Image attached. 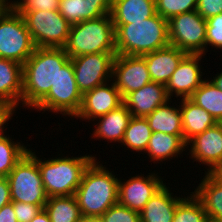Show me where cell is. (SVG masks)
I'll return each instance as SVG.
<instances>
[{
  "instance_id": "obj_46",
  "label": "cell",
  "mask_w": 222,
  "mask_h": 222,
  "mask_svg": "<svg viewBox=\"0 0 222 222\" xmlns=\"http://www.w3.org/2000/svg\"><path fill=\"white\" fill-rule=\"evenodd\" d=\"M9 5L7 0H0V14Z\"/></svg>"
},
{
  "instance_id": "obj_39",
  "label": "cell",
  "mask_w": 222,
  "mask_h": 222,
  "mask_svg": "<svg viewBox=\"0 0 222 222\" xmlns=\"http://www.w3.org/2000/svg\"><path fill=\"white\" fill-rule=\"evenodd\" d=\"M196 11L205 19L222 13V0H198Z\"/></svg>"
},
{
  "instance_id": "obj_18",
  "label": "cell",
  "mask_w": 222,
  "mask_h": 222,
  "mask_svg": "<svg viewBox=\"0 0 222 222\" xmlns=\"http://www.w3.org/2000/svg\"><path fill=\"white\" fill-rule=\"evenodd\" d=\"M169 181L170 180H168L167 181L168 183L166 182L150 198V200L145 204V207L139 212L141 222H172L173 221L174 213H175L178 203L191 190L188 189L187 185L185 186V189H184V187L182 186L185 184L183 183L181 185V188L179 189L177 188V186L174 185V187H176L175 189L171 187L173 184H170L171 182ZM175 190H177V192Z\"/></svg>"
},
{
  "instance_id": "obj_44",
  "label": "cell",
  "mask_w": 222,
  "mask_h": 222,
  "mask_svg": "<svg viewBox=\"0 0 222 222\" xmlns=\"http://www.w3.org/2000/svg\"><path fill=\"white\" fill-rule=\"evenodd\" d=\"M220 184H222V164L217 166L211 173H210Z\"/></svg>"
},
{
  "instance_id": "obj_12",
  "label": "cell",
  "mask_w": 222,
  "mask_h": 222,
  "mask_svg": "<svg viewBox=\"0 0 222 222\" xmlns=\"http://www.w3.org/2000/svg\"><path fill=\"white\" fill-rule=\"evenodd\" d=\"M188 163L195 164L198 168L194 173L190 170L193 167H187L188 175L200 173H211L217 166L222 164V122L216 123L214 126L206 129L203 133L196 135L187 143V155L185 156ZM192 161H191V160ZM199 165V166H197ZM202 165V166H201ZM204 166V168H203ZM200 170V171H199ZM202 171V172H201ZM204 171V172H203Z\"/></svg>"
},
{
  "instance_id": "obj_29",
  "label": "cell",
  "mask_w": 222,
  "mask_h": 222,
  "mask_svg": "<svg viewBox=\"0 0 222 222\" xmlns=\"http://www.w3.org/2000/svg\"><path fill=\"white\" fill-rule=\"evenodd\" d=\"M12 134L13 133L9 135L8 133L0 137V175L2 177H7L16 163L28 152L30 147V143L27 144L28 142H25V138L29 137L26 136L20 140Z\"/></svg>"
},
{
  "instance_id": "obj_47",
  "label": "cell",
  "mask_w": 222,
  "mask_h": 222,
  "mask_svg": "<svg viewBox=\"0 0 222 222\" xmlns=\"http://www.w3.org/2000/svg\"><path fill=\"white\" fill-rule=\"evenodd\" d=\"M90 3H112V0H87Z\"/></svg>"
},
{
  "instance_id": "obj_40",
  "label": "cell",
  "mask_w": 222,
  "mask_h": 222,
  "mask_svg": "<svg viewBox=\"0 0 222 222\" xmlns=\"http://www.w3.org/2000/svg\"><path fill=\"white\" fill-rule=\"evenodd\" d=\"M11 201L10 185L8 179L6 177H2L0 178V209Z\"/></svg>"
},
{
  "instance_id": "obj_11",
  "label": "cell",
  "mask_w": 222,
  "mask_h": 222,
  "mask_svg": "<svg viewBox=\"0 0 222 222\" xmlns=\"http://www.w3.org/2000/svg\"><path fill=\"white\" fill-rule=\"evenodd\" d=\"M157 170L148 171V174H144V172L143 174L141 172L139 174V171L136 174L133 171L129 174L130 176L128 175L126 177L124 174L120 175L118 203L131 210L140 212L150 198L166 183L165 181H168L165 179L167 173L161 176L164 171H161L159 168ZM133 173L134 176L132 175Z\"/></svg>"
},
{
  "instance_id": "obj_6",
  "label": "cell",
  "mask_w": 222,
  "mask_h": 222,
  "mask_svg": "<svg viewBox=\"0 0 222 222\" xmlns=\"http://www.w3.org/2000/svg\"><path fill=\"white\" fill-rule=\"evenodd\" d=\"M81 104L82 94L78 90L73 64L69 60L58 72L56 81L49 92L30 110V113L31 111L36 113L40 111L39 115L41 112V114L51 113L50 118L53 114V118L56 117L59 121L60 118L73 121L81 108ZM57 116L61 117L58 118Z\"/></svg>"
},
{
  "instance_id": "obj_15",
  "label": "cell",
  "mask_w": 222,
  "mask_h": 222,
  "mask_svg": "<svg viewBox=\"0 0 222 222\" xmlns=\"http://www.w3.org/2000/svg\"><path fill=\"white\" fill-rule=\"evenodd\" d=\"M112 81L122 98L152 82L142 56L116 54L112 65Z\"/></svg>"
},
{
  "instance_id": "obj_23",
  "label": "cell",
  "mask_w": 222,
  "mask_h": 222,
  "mask_svg": "<svg viewBox=\"0 0 222 222\" xmlns=\"http://www.w3.org/2000/svg\"><path fill=\"white\" fill-rule=\"evenodd\" d=\"M23 68L16 61L0 58V100L15 105L21 113Z\"/></svg>"
},
{
  "instance_id": "obj_38",
  "label": "cell",
  "mask_w": 222,
  "mask_h": 222,
  "mask_svg": "<svg viewBox=\"0 0 222 222\" xmlns=\"http://www.w3.org/2000/svg\"><path fill=\"white\" fill-rule=\"evenodd\" d=\"M18 110L19 109L12 103L0 100V137L7 135L10 132L8 127L10 125L9 122L13 119L15 120L13 117L19 113Z\"/></svg>"
},
{
  "instance_id": "obj_2",
  "label": "cell",
  "mask_w": 222,
  "mask_h": 222,
  "mask_svg": "<svg viewBox=\"0 0 222 222\" xmlns=\"http://www.w3.org/2000/svg\"><path fill=\"white\" fill-rule=\"evenodd\" d=\"M56 144L57 152H54L55 156L53 155L50 157L49 155V157L46 158L44 157L45 152L43 153L41 151L43 155H40L38 151V167L41 172L43 187L48 197L75 195L76 189L81 183L84 171L96 158V155L95 153L88 154V152L85 154L84 151L82 154L79 153L76 155L78 152L74 154L73 152L70 153V151L62 149L61 145L59 147L58 143Z\"/></svg>"
},
{
  "instance_id": "obj_26",
  "label": "cell",
  "mask_w": 222,
  "mask_h": 222,
  "mask_svg": "<svg viewBox=\"0 0 222 222\" xmlns=\"http://www.w3.org/2000/svg\"><path fill=\"white\" fill-rule=\"evenodd\" d=\"M145 118L152 132L183 135L179 99L168 100Z\"/></svg>"
},
{
  "instance_id": "obj_8",
  "label": "cell",
  "mask_w": 222,
  "mask_h": 222,
  "mask_svg": "<svg viewBox=\"0 0 222 222\" xmlns=\"http://www.w3.org/2000/svg\"><path fill=\"white\" fill-rule=\"evenodd\" d=\"M34 49L23 16L9 4L0 14V58L23 65Z\"/></svg>"
},
{
  "instance_id": "obj_5",
  "label": "cell",
  "mask_w": 222,
  "mask_h": 222,
  "mask_svg": "<svg viewBox=\"0 0 222 222\" xmlns=\"http://www.w3.org/2000/svg\"><path fill=\"white\" fill-rule=\"evenodd\" d=\"M63 48L70 58L86 54L116 53L115 27L111 14L71 25Z\"/></svg>"
},
{
  "instance_id": "obj_36",
  "label": "cell",
  "mask_w": 222,
  "mask_h": 222,
  "mask_svg": "<svg viewBox=\"0 0 222 222\" xmlns=\"http://www.w3.org/2000/svg\"><path fill=\"white\" fill-rule=\"evenodd\" d=\"M9 4L16 11L59 10L60 0H11Z\"/></svg>"
},
{
  "instance_id": "obj_32",
  "label": "cell",
  "mask_w": 222,
  "mask_h": 222,
  "mask_svg": "<svg viewBox=\"0 0 222 222\" xmlns=\"http://www.w3.org/2000/svg\"><path fill=\"white\" fill-rule=\"evenodd\" d=\"M209 218L201 201L192 190L177 205L172 222H208Z\"/></svg>"
},
{
  "instance_id": "obj_37",
  "label": "cell",
  "mask_w": 222,
  "mask_h": 222,
  "mask_svg": "<svg viewBox=\"0 0 222 222\" xmlns=\"http://www.w3.org/2000/svg\"><path fill=\"white\" fill-rule=\"evenodd\" d=\"M11 202L18 222H30L45 206V204H28L17 201Z\"/></svg>"
},
{
  "instance_id": "obj_30",
  "label": "cell",
  "mask_w": 222,
  "mask_h": 222,
  "mask_svg": "<svg viewBox=\"0 0 222 222\" xmlns=\"http://www.w3.org/2000/svg\"><path fill=\"white\" fill-rule=\"evenodd\" d=\"M44 209L51 222H78L82 217L75 195L48 197Z\"/></svg>"
},
{
  "instance_id": "obj_9",
  "label": "cell",
  "mask_w": 222,
  "mask_h": 222,
  "mask_svg": "<svg viewBox=\"0 0 222 222\" xmlns=\"http://www.w3.org/2000/svg\"><path fill=\"white\" fill-rule=\"evenodd\" d=\"M25 20L35 47L63 48L68 40L71 25L53 11H17Z\"/></svg>"
},
{
  "instance_id": "obj_24",
  "label": "cell",
  "mask_w": 222,
  "mask_h": 222,
  "mask_svg": "<svg viewBox=\"0 0 222 222\" xmlns=\"http://www.w3.org/2000/svg\"><path fill=\"white\" fill-rule=\"evenodd\" d=\"M184 141L188 143L196 135L218 123L211 114L189 98L179 99Z\"/></svg>"
},
{
  "instance_id": "obj_14",
  "label": "cell",
  "mask_w": 222,
  "mask_h": 222,
  "mask_svg": "<svg viewBox=\"0 0 222 222\" xmlns=\"http://www.w3.org/2000/svg\"><path fill=\"white\" fill-rule=\"evenodd\" d=\"M206 57L207 56L202 54H187L181 60L165 85L166 92L170 99L189 98L193 92L200 87L207 78V69L203 67V65L208 64H203L204 58L206 62H208Z\"/></svg>"
},
{
  "instance_id": "obj_3",
  "label": "cell",
  "mask_w": 222,
  "mask_h": 222,
  "mask_svg": "<svg viewBox=\"0 0 222 222\" xmlns=\"http://www.w3.org/2000/svg\"><path fill=\"white\" fill-rule=\"evenodd\" d=\"M70 60L64 48L35 47L22 65V111H30L54 85L58 72Z\"/></svg>"
},
{
  "instance_id": "obj_25",
  "label": "cell",
  "mask_w": 222,
  "mask_h": 222,
  "mask_svg": "<svg viewBox=\"0 0 222 222\" xmlns=\"http://www.w3.org/2000/svg\"><path fill=\"white\" fill-rule=\"evenodd\" d=\"M113 25L132 24L156 14L155 0H112Z\"/></svg>"
},
{
  "instance_id": "obj_19",
  "label": "cell",
  "mask_w": 222,
  "mask_h": 222,
  "mask_svg": "<svg viewBox=\"0 0 222 222\" xmlns=\"http://www.w3.org/2000/svg\"><path fill=\"white\" fill-rule=\"evenodd\" d=\"M131 118L132 114L127 106L123 103L118 108L111 110L106 115L100 116L89 123L91 125L88 127H92V129H90L92 130V133L89 131V138L92 137V140H98L99 142H101V140H105L104 142H107V145L110 143V150L116 153L115 150H112V148L115 149L114 147L116 145L118 150L120 144L122 143L124 132L128 127Z\"/></svg>"
},
{
  "instance_id": "obj_43",
  "label": "cell",
  "mask_w": 222,
  "mask_h": 222,
  "mask_svg": "<svg viewBox=\"0 0 222 222\" xmlns=\"http://www.w3.org/2000/svg\"><path fill=\"white\" fill-rule=\"evenodd\" d=\"M30 222H51L45 209H41Z\"/></svg>"
},
{
  "instance_id": "obj_48",
  "label": "cell",
  "mask_w": 222,
  "mask_h": 222,
  "mask_svg": "<svg viewBox=\"0 0 222 222\" xmlns=\"http://www.w3.org/2000/svg\"><path fill=\"white\" fill-rule=\"evenodd\" d=\"M208 222H218V221H214V220L209 219Z\"/></svg>"
},
{
  "instance_id": "obj_45",
  "label": "cell",
  "mask_w": 222,
  "mask_h": 222,
  "mask_svg": "<svg viewBox=\"0 0 222 222\" xmlns=\"http://www.w3.org/2000/svg\"><path fill=\"white\" fill-rule=\"evenodd\" d=\"M78 222H103L101 217H84L82 216Z\"/></svg>"
},
{
  "instance_id": "obj_1",
  "label": "cell",
  "mask_w": 222,
  "mask_h": 222,
  "mask_svg": "<svg viewBox=\"0 0 222 222\" xmlns=\"http://www.w3.org/2000/svg\"><path fill=\"white\" fill-rule=\"evenodd\" d=\"M100 158L102 159L96 157L86 168L75 192L81 215L84 217H101L111 206L118 203L119 177L122 170H127L121 166L119 173L116 168L120 166L113 170L109 168L112 167L111 164L101 161Z\"/></svg>"
},
{
  "instance_id": "obj_27",
  "label": "cell",
  "mask_w": 222,
  "mask_h": 222,
  "mask_svg": "<svg viewBox=\"0 0 222 222\" xmlns=\"http://www.w3.org/2000/svg\"><path fill=\"white\" fill-rule=\"evenodd\" d=\"M112 3H90L87 0H60L59 12L74 25L111 13Z\"/></svg>"
},
{
  "instance_id": "obj_4",
  "label": "cell",
  "mask_w": 222,
  "mask_h": 222,
  "mask_svg": "<svg viewBox=\"0 0 222 222\" xmlns=\"http://www.w3.org/2000/svg\"><path fill=\"white\" fill-rule=\"evenodd\" d=\"M116 53L143 56L170 45L168 21L156 13L132 24L114 25Z\"/></svg>"
},
{
  "instance_id": "obj_34",
  "label": "cell",
  "mask_w": 222,
  "mask_h": 222,
  "mask_svg": "<svg viewBox=\"0 0 222 222\" xmlns=\"http://www.w3.org/2000/svg\"><path fill=\"white\" fill-rule=\"evenodd\" d=\"M206 21V53L210 52L209 55L211 52H215L216 55L217 52H222V13L212 16ZM219 57L222 59L221 53Z\"/></svg>"
},
{
  "instance_id": "obj_22",
  "label": "cell",
  "mask_w": 222,
  "mask_h": 222,
  "mask_svg": "<svg viewBox=\"0 0 222 222\" xmlns=\"http://www.w3.org/2000/svg\"><path fill=\"white\" fill-rule=\"evenodd\" d=\"M198 175V176H197ZM191 177L194 181L193 194L201 201L208 218L222 222V184H220L210 173L197 174ZM201 175V177H200ZM199 177L198 181L197 178ZM195 185V186H194Z\"/></svg>"
},
{
  "instance_id": "obj_13",
  "label": "cell",
  "mask_w": 222,
  "mask_h": 222,
  "mask_svg": "<svg viewBox=\"0 0 222 222\" xmlns=\"http://www.w3.org/2000/svg\"><path fill=\"white\" fill-rule=\"evenodd\" d=\"M116 54L96 53L70 58L76 84L82 96L96 86L112 80V65Z\"/></svg>"
},
{
  "instance_id": "obj_33",
  "label": "cell",
  "mask_w": 222,
  "mask_h": 222,
  "mask_svg": "<svg viewBox=\"0 0 222 222\" xmlns=\"http://www.w3.org/2000/svg\"><path fill=\"white\" fill-rule=\"evenodd\" d=\"M198 0H155L156 13L164 19L189 11H195Z\"/></svg>"
},
{
  "instance_id": "obj_41",
  "label": "cell",
  "mask_w": 222,
  "mask_h": 222,
  "mask_svg": "<svg viewBox=\"0 0 222 222\" xmlns=\"http://www.w3.org/2000/svg\"><path fill=\"white\" fill-rule=\"evenodd\" d=\"M0 222H18L12 202L4 205L0 209Z\"/></svg>"
},
{
  "instance_id": "obj_42",
  "label": "cell",
  "mask_w": 222,
  "mask_h": 222,
  "mask_svg": "<svg viewBox=\"0 0 222 222\" xmlns=\"http://www.w3.org/2000/svg\"><path fill=\"white\" fill-rule=\"evenodd\" d=\"M221 68H222V67H221ZM221 68H219V69L222 70ZM220 70H219V72H217V74L214 73L215 76H214L213 73H210V72H212V71H208V70H207V72H209V73H207V74H208L207 77L210 79V81H211L218 89H220V90L222 91V71L220 72ZM209 74H210V76H209ZM212 74H213V75H212Z\"/></svg>"
},
{
  "instance_id": "obj_16",
  "label": "cell",
  "mask_w": 222,
  "mask_h": 222,
  "mask_svg": "<svg viewBox=\"0 0 222 222\" xmlns=\"http://www.w3.org/2000/svg\"><path fill=\"white\" fill-rule=\"evenodd\" d=\"M123 104V98L112 80L96 86L82 96L79 112L74 117L83 123H90L96 118L106 115Z\"/></svg>"
},
{
  "instance_id": "obj_7",
  "label": "cell",
  "mask_w": 222,
  "mask_h": 222,
  "mask_svg": "<svg viewBox=\"0 0 222 222\" xmlns=\"http://www.w3.org/2000/svg\"><path fill=\"white\" fill-rule=\"evenodd\" d=\"M32 146L31 144L28 152L6 177L10 185L11 200L28 204H46L48 196L38 167V151Z\"/></svg>"
},
{
  "instance_id": "obj_17",
  "label": "cell",
  "mask_w": 222,
  "mask_h": 222,
  "mask_svg": "<svg viewBox=\"0 0 222 222\" xmlns=\"http://www.w3.org/2000/svg\"><path fill=\"white\" fill-rule=\"evenodd\" d=\"M187 155V143L184 141V135H171L166 134L163 132H152V135L150 136V140L148 142L147 148L145 153L143 154V157L148 159L144 160V158L141 160L142 163L144 161H149L152 166L156 169L159 167L160 169H164V173L167 171L165 170L166 162L167 166L169 162L176 163L177 166L180 164L179 167H181V161L179 159H182L185 155ZM146 155V156H144ZM180 157V158H179ZM175 160V161H172ZM160 164V165H159ZM164 164V167H162Z\"/></svg>"
},
{
  "instance_id": "obj_10",
  "label": "cell",
  "mask_w": 222,
  "mask_h": 222,
  "mask_svg": "<svg viewBox=\"0 0 222 222\" xmlns=\"http://www.w3.org/2000/svg\"><path fill=\"white\" fill-rule=\"evenodd\" d=\"M167 21L170 45L187 54L207 55V21L196 10L176 15Z\"/></svg>"
},
{
  "instance_id": "obj_35",
  "label": "cell",
  "mask_w": 222,
  "mask_h": 222,
  "mask_svg": "<svg viewBox=\"0 0 222 222\" xmlns=\"http://www.w3.org/2000/svg\"><path fill=\"white\" fill-rule=\"evenodd\" d=\"M101 218L103 222H141L139 212L119 203L111 206Z\"/></svg>"
},
{
  "instance_id": "obj_28",
  "label": "cell",
  "mask_w": 222,
  "mask_h": 222,
  "mask_svg": "<svg viewBox=\"0 0 222 222\" xmlns=\"http://www.w3.org/2000/svg\"><path fill=\"white\" fill-rule=\"evenodd\" d=\"M152 135V130L149 127L148 121L145 117L132 116L129 121L128 127L124 132V137L122 143L119 146L122 147V151L126 152L128 150L132 154H138L136 157L140 158V155L146 151L150 136Z\"/></svg>"
},
{
  "instance_id": "obj_31",
  "label": "cell",
  "mask_w": 222,
  "mask_h": 222,
  "mask_svg": "<svg viewBox=\"0 0 222 222\" xmlns=\"http://www.w3.org/2000/svg\"><path fill=\"white\" fill-rule=\"evenodd\" d=\"M189 99L211 114L217 122H222V91L208 77Z\"/></svg>"
},
{
  "instance_id": "obj_21",
  "label": "cell",
  "mask_w": 222,
  "mask_h": 222,
  "mask_svg": "<svg viewBox=\"0 0 222 222\" xmlns=\"http://www.w3.org/2000/svg\"><path fill=\"white\" fill-rule=\"evenodd\" d=\"M186 55V52L181 51L175 46L168 45L165 48L144 54L142 57L146 61L152 82L166 85Z\"/></svg>"
},
{
  "instance_id": "obj_20",
  "label": "cell",
  "mask_w": 222,
  "mask_h": 222,
  "mask_svg": "<svg viewBox=\"0 0 222 222\" xmlns=\"http://www.w3.org/2000/svg\"><path fill=\"white\" fill-rule=\"evenodd\" d=\"M168 100L170 98L166 92L165 84L150 82L139 90L127 94L123 98V103L132 116L146 117Z\"/></svg>"
}]
</instances>
